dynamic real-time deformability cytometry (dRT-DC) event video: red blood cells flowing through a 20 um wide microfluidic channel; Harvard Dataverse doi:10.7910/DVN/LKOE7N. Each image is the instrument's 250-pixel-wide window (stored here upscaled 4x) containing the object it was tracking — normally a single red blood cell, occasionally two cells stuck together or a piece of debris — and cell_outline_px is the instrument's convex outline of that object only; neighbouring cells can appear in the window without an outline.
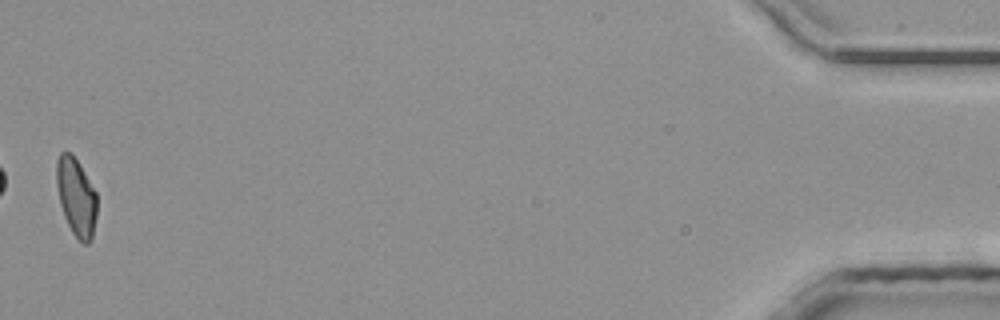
{"species": "common noctule bat (a hibernating species)", "species_latin": "Nyctalus noctula", "temperature_condition": "room temperature", "stored_images_in_passage": 40, "camera_frame_rate_fps": 3000, "um_per_image_px": 0.085, "animal": {"sex": "male", "body_mass_g": 20.4}, "frame": {"image": 1, "passage_image": 40, "time_ms": 13.0, "image_size_px": [1000, 320], "cell_outline_px": [[96, 216], [92, 240], [88, 244], [84, 244], [72, 232], [64, 216], [60, 204], [56, 184], [56, 160], [60, 152], [68, 152], [76, 160], [96, 192]], "centroid_in_image_um": [6.46, 16.77], "position_along_channel_um": 428.7, "area_um2": 18.15}}